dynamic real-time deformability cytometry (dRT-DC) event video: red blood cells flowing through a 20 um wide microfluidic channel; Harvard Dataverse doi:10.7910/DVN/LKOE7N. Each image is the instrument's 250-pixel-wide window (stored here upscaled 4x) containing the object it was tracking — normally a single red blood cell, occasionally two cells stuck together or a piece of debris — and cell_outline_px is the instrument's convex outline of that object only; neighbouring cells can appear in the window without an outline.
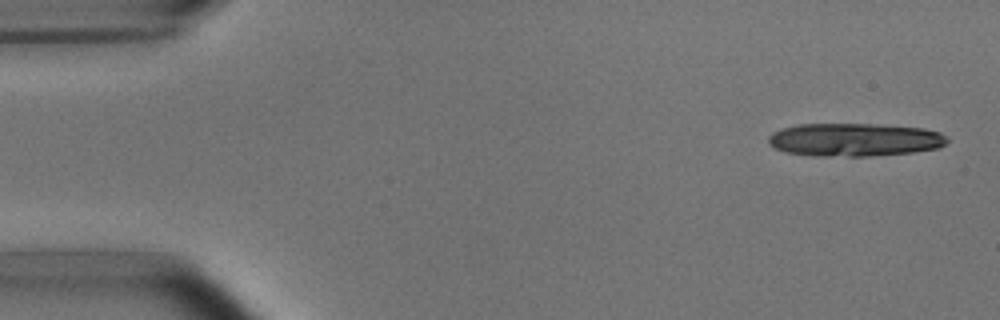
{"species": "common noctule bat (a hibernating species)", "species_latin": "Nyctalus noctula", "temperature_condition": "room temperature", "stored_images_in_passage": 14, "camera_frame_rate_fps": 3000, "um_per_image_px": 0.085, "animal": {"sex": "male", "body_mass_g": 15.6}, "frame": {"image": 1, "passage_image": 2, "time_ms": 0.333, "image_size_px": [1000, 320], "cell_outline_px": [[948, 140], [944, 144], [936, 148], [912, 152], [868, 156], [820, 156], [784, 152], [772, 148], [768, 144], [768, 136], [772, 132], [780, 128], [796, 124], [872, 124], [924, 128], [940, 132], [948, 136]], "centroid_in_image_um": [72.57, 11.87], "position_along_channel_um": 12.4, "area_um2": 34.74}}